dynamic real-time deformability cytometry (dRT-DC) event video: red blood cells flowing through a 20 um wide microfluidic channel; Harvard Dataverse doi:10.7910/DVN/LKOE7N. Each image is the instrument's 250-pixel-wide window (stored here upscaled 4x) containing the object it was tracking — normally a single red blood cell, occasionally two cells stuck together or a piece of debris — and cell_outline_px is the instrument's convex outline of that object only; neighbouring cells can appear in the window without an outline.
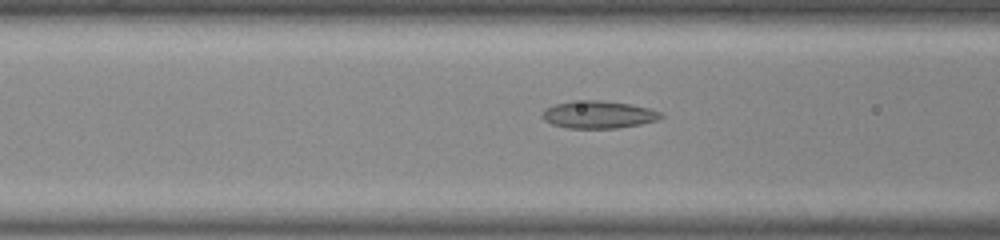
{"species": "common noctule bat (a hibernating species)", "species_latin": "Nyctalus noctula", "temperature_condition": "room temperature", "stored_images_in_passage": 43, "camera_frame_rate_fps": 3000, "um_per_image_px": 0.085, "animal": {"sex": "male", "body_mass_g": 20.0, "forearm_length_mm": 53.3}, "frame": {"image": 1, "passage_image": 16, "time_ms": 5.0, "image_size_px": [1000, 240], "cell_outline_px": [[664, 116], [656, 120], [640, 124], [616, 128], [568, 128], [552, 124], [544, 120], [540, 116], [544, 108], [556, 104], [572, 100], [596, 100], [628, 104], [648, 108], [660, 112]], "centroid_in_image_um": [50.8, 9.74], "position_along_channel_um": 115.8, "area_um2": 18.9}}
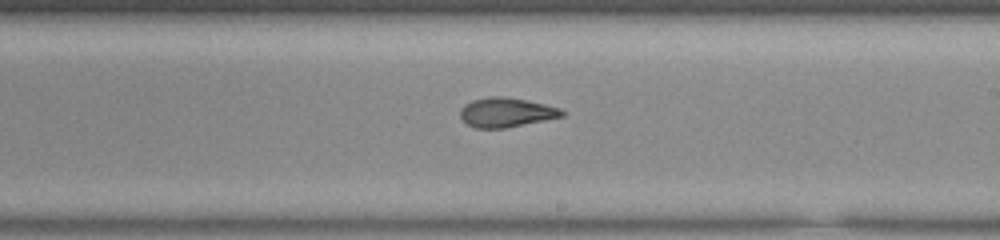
{"frame": {"image": 2, "passage_image": 26, "time_ms": 8.333, "image_size_px": [1000, 240], "cell_outline_px": [[564, 116], [504, 128], [476, 128], [468, 124], [460, 116], [460, 108], [464, 104], [472, 100], [492, 96], [504, 96], [544, 104], [560, 108], [564, 112]], "centroid_in_image_um": [43.0, 9.55], "position_along_channel_um": 246.0, "area_um2": 17.22}}
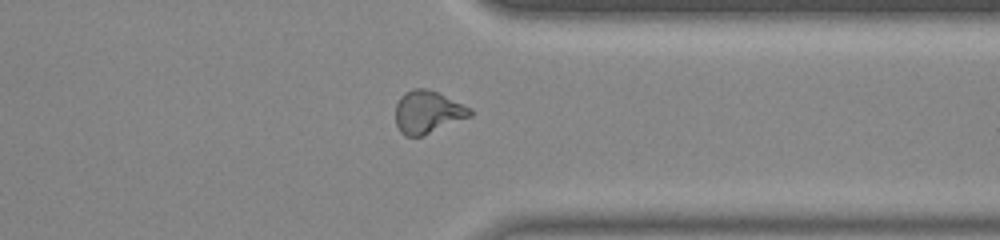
{"frame": {"image": 3, "passage_image": 36, "time_ms": 11.667, "image_size_px": [1000, 240], "cell_outline_px": [[472, 116], [420, 136], [404, 136], [400, 132], [396, 124], [396, 104], [400, 96], [404, 92], [412, 88], [428, 88], [472, 108]], "centroid_in_image_um": [36.34, 9.5], "position_along_channel_um": 375.1, "area_um2": 18.5}, "authors_computed_cell_mechanics": {"area_um2": 18.2648, "velocity_mm_per_s": 3.9103, "shape_relaxation_time_tau1_ms": null, "shape_relaxation_time_tau2_ms": 1.5587, "deformation_change_tau1": null, "deformation_change_tau2": 0.084}}